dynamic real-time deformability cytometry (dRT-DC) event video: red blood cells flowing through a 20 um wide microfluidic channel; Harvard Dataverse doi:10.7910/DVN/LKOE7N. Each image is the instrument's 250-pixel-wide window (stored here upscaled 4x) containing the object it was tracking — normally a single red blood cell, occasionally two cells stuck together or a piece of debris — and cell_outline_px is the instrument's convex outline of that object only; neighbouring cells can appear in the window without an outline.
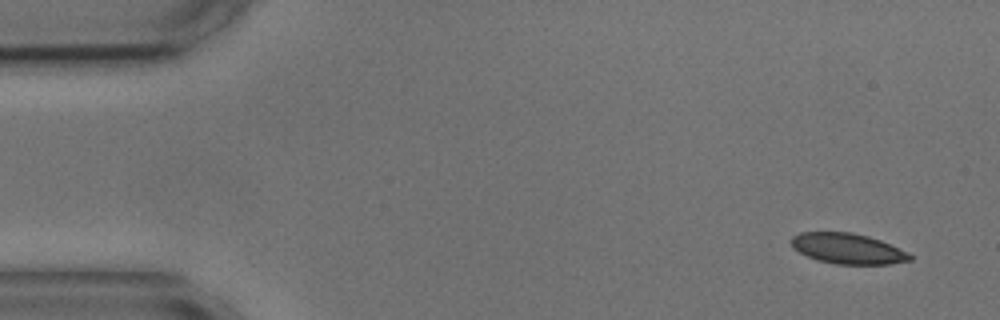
{"species": "common noctule bat (a hibernating species)", "species_latin": "Nyctalus noctula", "temperature_condition": "cold", "stored_images_in_passage": 4, "camera_frame_rate_fps": 3000, "um_per_image_px": 0.085, "animal": {"sex": "male", "body_mass_g": 17.9, "forearm_length_mm": 54.2}, "frame": {"image": 1, "passage_image": 1, "time_ms": 0.0, "image_size_px": [1000, 320], "cell_outline_px": [[912, 260], [888, 264], [836, 264], [816, 260], [792, 248], [788, 240], [792, 236], [800, 232], [852, 232], [868, 236], [880, 240], [908, 252], [912, 256]], "centroid_in_image_um": [72.01, 21.12], "position_along_channel_um": 13.0, "area_um2": 21.21}}
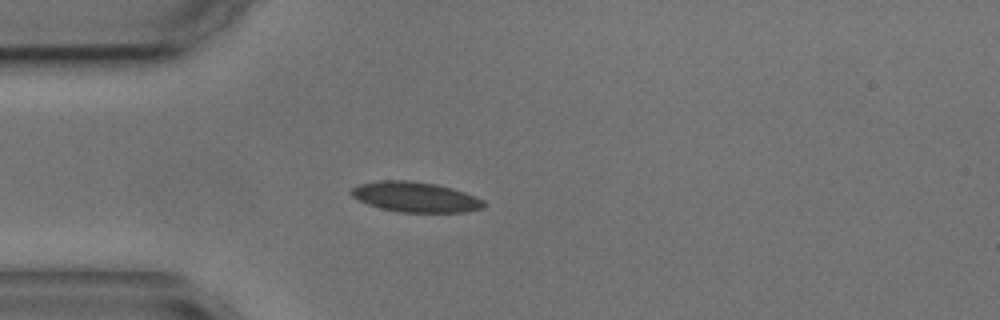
{"frame": {"image": 2, "passage_image": 4, "time_ms": 3.667, "image_size_px": [1000, 320], "cell_outline_px": [[488, 204], [484, 208], [464, 212], [400, 212], [380, 208], [368, 204], [352, 196], [348, 192], [352, 188], [360, 184], [380, 180], [408, 180], [436, 184], [452, 188], [476, 196], [484, 200]], "centroid_in_image_um": [35.34, 16.74], "position_along_channel_um": 49.7, "area_um2": 23.41}}